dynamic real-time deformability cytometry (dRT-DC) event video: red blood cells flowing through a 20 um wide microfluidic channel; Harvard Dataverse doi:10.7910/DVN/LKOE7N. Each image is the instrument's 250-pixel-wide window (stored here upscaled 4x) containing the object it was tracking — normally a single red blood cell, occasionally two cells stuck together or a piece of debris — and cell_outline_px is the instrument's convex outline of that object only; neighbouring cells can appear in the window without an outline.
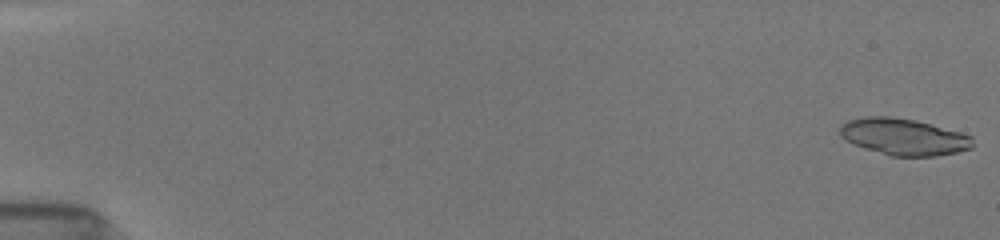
{"species": "common noctule bat (a hibernating species)", "species_latin": "Nyctalus noctula", "temperature_condition": "room temperature", "stored_images_in_passage": 32, "segment_of_instrument_passage": [1, 2], "camera_frame_rate_fps": 3000, "um_per_image_px": 0.085, "animal": {"sex": "female", "body_mass_g": 19.5, "forearm_length_mm": 54.1}, "frame": {"image": 1, "passage_image": 1, "time_ms": 0.0, "image_size_px": [1000, 240], "cell_outline_px": [[972, 148], [956, 152], [936, 156], [892, 156], [864, 148], [852, 144], [840, 136], [840, 128], [848, 120], [868, 116], [888, 116], [916, 120], [960, 132], [972, 136]], "centroid_in_image_um": [76.81, 11.63], "position_along_channel_um": 8.2, "area_um2": 28.21}}
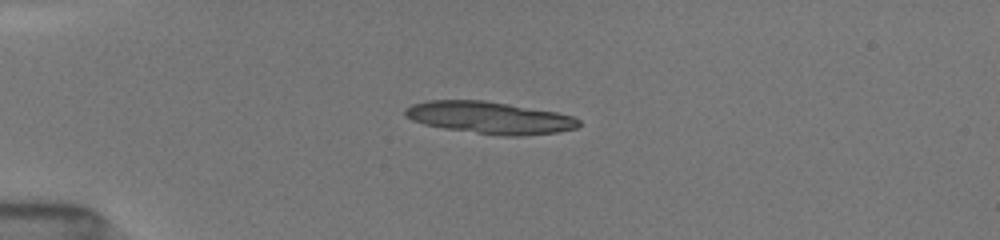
{"frame": {"image": 2, "passage_image": 16, "time_ms": 4.333, "image_size_px": [1000, 240], "cell_outline_px": [[580, 124], [576, 128], [556, 132], [520, 136], [504, 136], [444, 128], [424, 124], [412, 120], [404, 112], [404, 108], [412, 104], [428, 100], [484, 100], [556, 112], [572, 116], [580, 120]], "centroid_in_image_um": [41.61, 10.0], "position_along_channel_um": 43.4, "area_um2": 32.19}}